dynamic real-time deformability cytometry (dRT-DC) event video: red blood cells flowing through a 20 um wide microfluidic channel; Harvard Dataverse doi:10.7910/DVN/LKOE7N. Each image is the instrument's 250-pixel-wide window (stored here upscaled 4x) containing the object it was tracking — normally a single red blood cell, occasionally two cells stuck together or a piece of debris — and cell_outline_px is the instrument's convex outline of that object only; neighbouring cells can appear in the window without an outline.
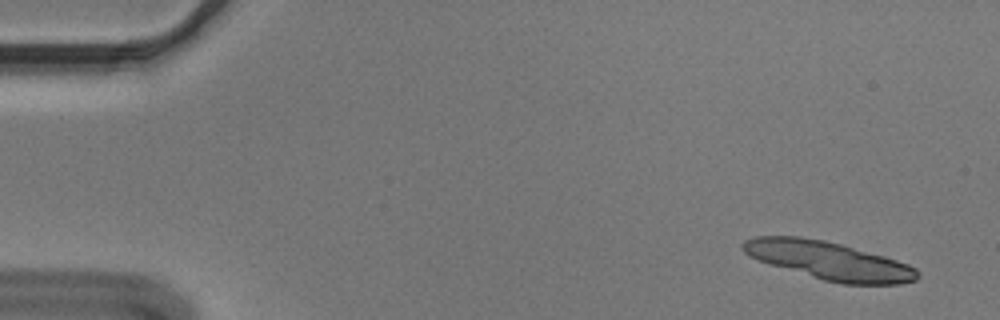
{"species": "Egyptian fruit bat (a non-hibernating species)", "species_latin": "Rousettus aegyptiacus", "temperature_condition": "cold", "stored_images_in_passage": 15, "camera_frame_rate_fps": 3000, "um_per_image_px": 0.085, "animal": {"sex": "male"}, "frame": {"image": 1, "passage_image": 3, "time_ms": 0.667, "image_size_px": [1000, 320], "cell_outline_px": [[920, 276], [916, 280], [900, 284], [844, 284], [824, 280], [772, 264], [760, 260], [744, 252], [740, 248], [740, 244], [744, 240], [756, 236], [800, 236], [824, 240], [840, 244], [884, 256], [908, 264], [916, 268], [920, 272]], "centroid_in_image_um": [70.48, 22.14], "position_along_channel_um": 14.5, "area_um2": 38.38}}